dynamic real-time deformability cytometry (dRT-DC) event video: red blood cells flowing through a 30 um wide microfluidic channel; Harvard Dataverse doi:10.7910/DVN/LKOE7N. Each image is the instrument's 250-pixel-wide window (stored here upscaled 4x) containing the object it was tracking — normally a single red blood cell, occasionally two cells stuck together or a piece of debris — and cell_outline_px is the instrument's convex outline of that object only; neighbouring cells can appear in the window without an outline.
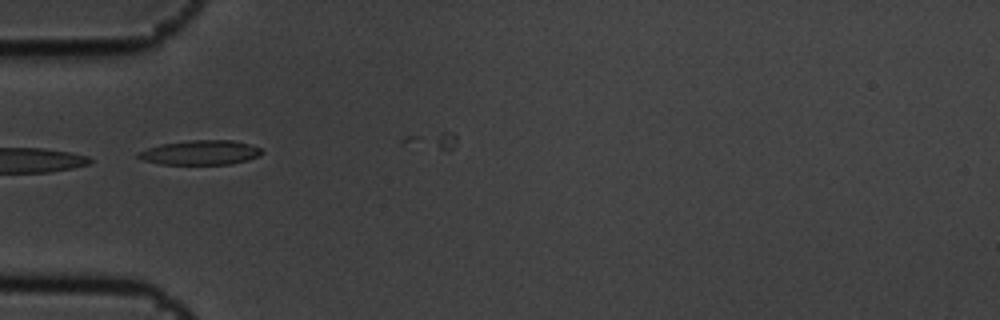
{"species": "common noctule bat (a hibernating species)", "species_latin": "Nyctalus noctula", "temperature_condition": "cold", "stored_images_in_passage": 6, "camera_frame_rate_fps": 3000, "um_per_image_px": 0.085, "animal": {"sex": "male", "body_mass_g": 19.5, "forearm_length_mm": 54.6}, "frame": {"image": 1, "passage_image": 1, "time_ms": 0.0, "image_size_px": [1000, 320], "cell_outline_px": [[264, 152], [260, 156], [248, 160], [228, 164], [160, 164], [144, 160], [136, 156], [136, 152], [160, 144], [188, 140], [232, 140], [248, 144], [260, 148]], "centroid_in_image_um": [17.03, 12.96], "position_along_channel_um": 68.0, "area_um2": 17.69}}